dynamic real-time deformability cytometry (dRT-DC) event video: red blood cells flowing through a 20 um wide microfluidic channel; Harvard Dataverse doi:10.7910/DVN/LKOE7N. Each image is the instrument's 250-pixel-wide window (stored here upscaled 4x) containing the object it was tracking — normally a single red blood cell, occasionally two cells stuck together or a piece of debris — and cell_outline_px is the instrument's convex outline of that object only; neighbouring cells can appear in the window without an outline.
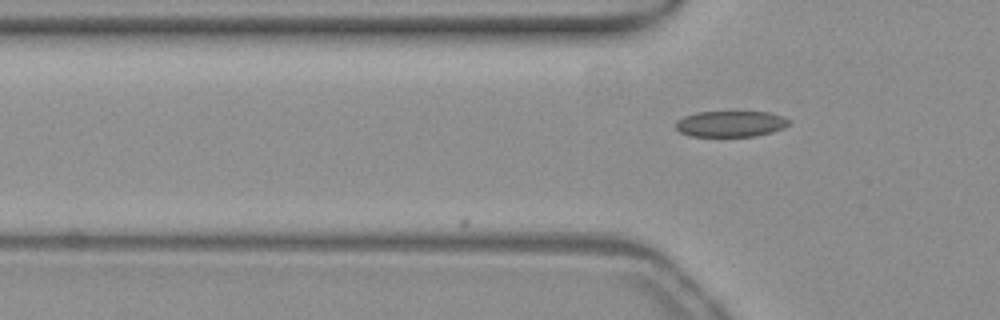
{"species": "common noctule bat (a hibernating species)", "species_latin": "Nyctalus noctula", "temperature_condition": "warm", "stored_images_in_passage": 3, "camera_frame_rate_fps": 3000, "um_per_image_px": 0.085, "animal": {"sex": "female", "body_mass_g": 19.3, "forearm_length_mm": 54.1}, "frame": {"image": 1, "passage_image": 3, "time_ms": 0.667, "image_size_px": [1000, 320], "cell_outline_px": [[792, 120], [784, 128], [772, 132], [756, 136], [688, 136], [680, 132], [676, 128], [676, 120], [684, 116], [696, 112], [768, 112], [784, 116]], "centroid_in_image_um": [62.12, 10.52], "position_along_channel_um": 63.7, "area_um2": 17.28}}